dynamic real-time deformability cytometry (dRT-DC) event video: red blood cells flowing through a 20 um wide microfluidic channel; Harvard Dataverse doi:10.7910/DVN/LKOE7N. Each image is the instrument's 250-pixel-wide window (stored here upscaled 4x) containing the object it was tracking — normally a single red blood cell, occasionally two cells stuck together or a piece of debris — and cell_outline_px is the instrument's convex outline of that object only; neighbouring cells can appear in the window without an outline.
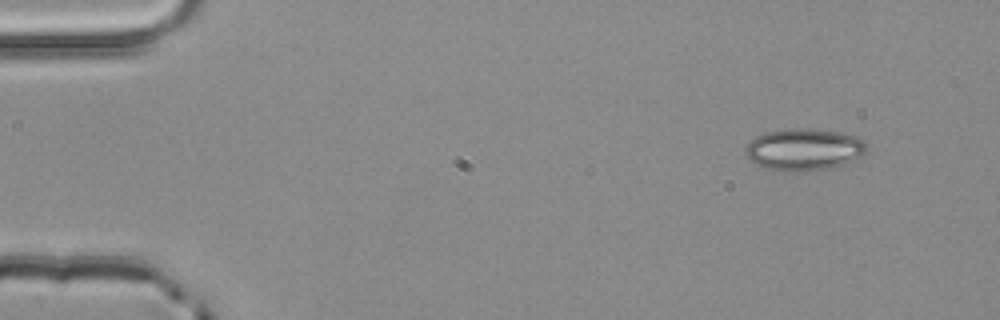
{"species": "common noctule bat (a hibernating species)", "species_latin": "Nyctalus noctula", "temperature_condition": "room temperature", "stored_images_in_passage": 3, "camera_frame_rate_fps": 3000, "um_per_image_px": 0.085, "animal": {"sex": "male", "body_mass_g": 20.4}, "frame": {"image": 1, "passage_image": 1, "time_ms": 0.0, "image_size_px": [1000, 320], "cell_outline_px": [[868, 148], [860, 156], [852, 160], [840, 164], [824, 168], [788, 172], [784, 172], [764, 168], [756, 164], [744, 152], [744, 148], [748, 140], [764, 132], [788, 128], [808, 128], [840, 132], [856, 136], [868, 144]], "centroid_in_image_um": [68.27, 12.68], "position_along_channel_um": 16.7, "area_um2": 29.59}}